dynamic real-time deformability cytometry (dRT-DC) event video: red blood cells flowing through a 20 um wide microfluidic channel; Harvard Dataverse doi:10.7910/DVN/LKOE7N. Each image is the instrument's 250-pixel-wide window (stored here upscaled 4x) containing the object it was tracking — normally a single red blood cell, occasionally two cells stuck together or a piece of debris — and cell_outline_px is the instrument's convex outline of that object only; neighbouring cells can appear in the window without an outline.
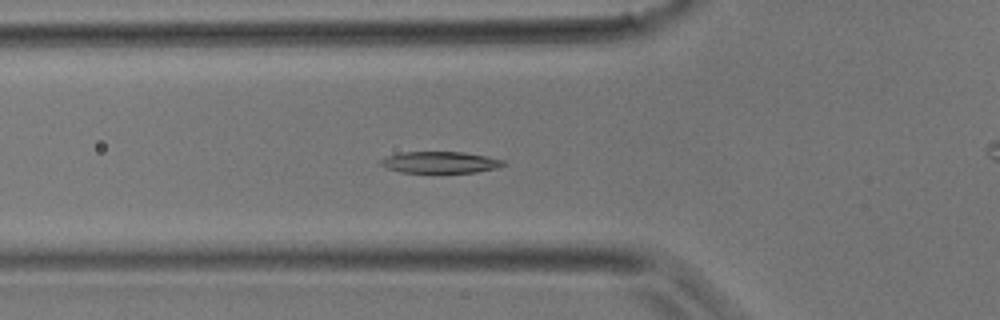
{"species": "common noctule bat (a hibernating species)", "species_latin": "Nyctalus noctula", "temperature_condition": "room temperature", "stored_images_in_passage": 5, "camera_frame_rate_fps": 3000, "um_per_image_px": 0.085, "animal": {"sex": "male", "body_mass_g": 17.9}, "frame": {"image": 1, "passage_image": 4, "time_ms": 1.0, "image_size_px": [1000, 320], "cell_outline_px": [[508, 164], [496, 168], [476, 172], [400, 172], [384, 168], [380, 164], [380, 160], [384, 156], [400, 152], [464, 152], [504, 160]], "centroid_in_image_um": [37.36, 13.79], "position_along_channel_um": 88.4, "area_um2": 15.43}}